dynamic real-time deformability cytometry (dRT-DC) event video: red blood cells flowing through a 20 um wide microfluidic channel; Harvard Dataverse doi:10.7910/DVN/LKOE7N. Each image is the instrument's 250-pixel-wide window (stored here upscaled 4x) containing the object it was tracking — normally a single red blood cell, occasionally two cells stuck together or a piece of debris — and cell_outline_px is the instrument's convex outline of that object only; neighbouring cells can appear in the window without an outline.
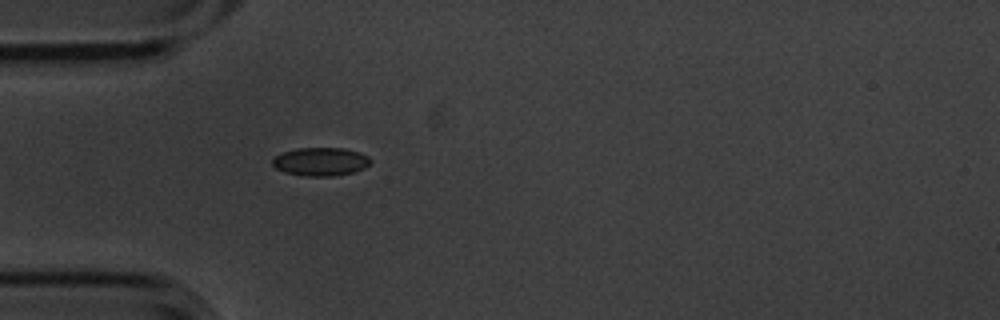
{"species": "common noctule bat (a hibernating species)", "species_latin": "Nyctalus noctula", "temperature_condition": "cold", "stored_images_in_passage": 1, "camera_frame_rate_fps": 3000, "um_per_image_px": 0.085, "animal": {"sex": "male", "body_mass_g": 20.1, "forearm_length_mm": 53.5}, "frame": {"image": 1, "passage_image": 1, "time_ms": 0.0, "image_size_px": [1000, 320], "cell_outline_px": [[372, 160], [364, 168], [352, 172], [336, 176], [304, 176], [284, 172], [276, 168], [272, 164], [272, 160], [276, 156], [284, 152], [296, 148], [344, 148], [360, 152], [368, 156]], "centroid_in_image_um": [27.26, 13.74], "position_along_channel_um": 57.7, "area_um2": 16.18}}